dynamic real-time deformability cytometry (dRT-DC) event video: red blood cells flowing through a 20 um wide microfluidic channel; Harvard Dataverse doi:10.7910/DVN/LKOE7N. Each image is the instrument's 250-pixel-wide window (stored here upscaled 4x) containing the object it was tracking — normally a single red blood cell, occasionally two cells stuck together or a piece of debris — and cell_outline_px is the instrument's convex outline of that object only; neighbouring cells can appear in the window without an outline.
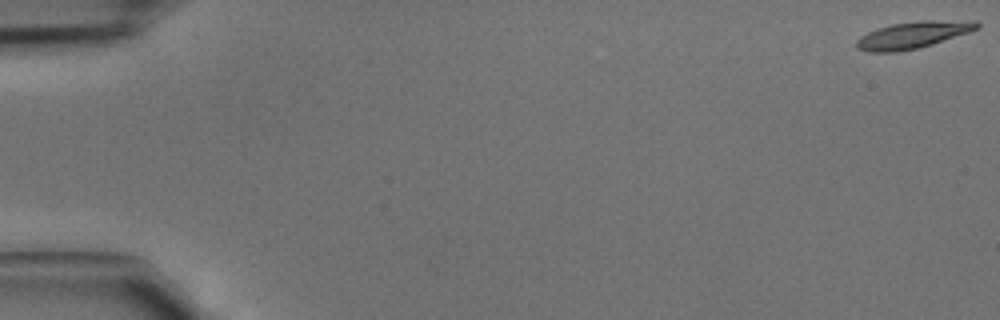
{"species": "common noctule bat (a hibernating species)", "species_latin": "Nyctalus noctula", "temperature_condition": "cold", "stored_images_in_passage": 11, "camera_frame_rate_fps": 3000, "um_per_image_px": 0.085, "animal": {"sex": "male", "body_mass_g": 15.6}, "frame": {"image": 1, "passage_image": 1, "time_ms": 0.0, "image_size_px": [1000, 320], "cell_outline_px": [[980, 28], [920, 48], [900, 52], [868, 52], [856, 48], [856, 40], [860, 36], [876, 28], [892, 24], [920, 20], [976, 20], [980, 24]], "centroid_in_image_um": [77.6, 2.97], "position_along_channel_um": 7.4, "area_um2": 19.07}}